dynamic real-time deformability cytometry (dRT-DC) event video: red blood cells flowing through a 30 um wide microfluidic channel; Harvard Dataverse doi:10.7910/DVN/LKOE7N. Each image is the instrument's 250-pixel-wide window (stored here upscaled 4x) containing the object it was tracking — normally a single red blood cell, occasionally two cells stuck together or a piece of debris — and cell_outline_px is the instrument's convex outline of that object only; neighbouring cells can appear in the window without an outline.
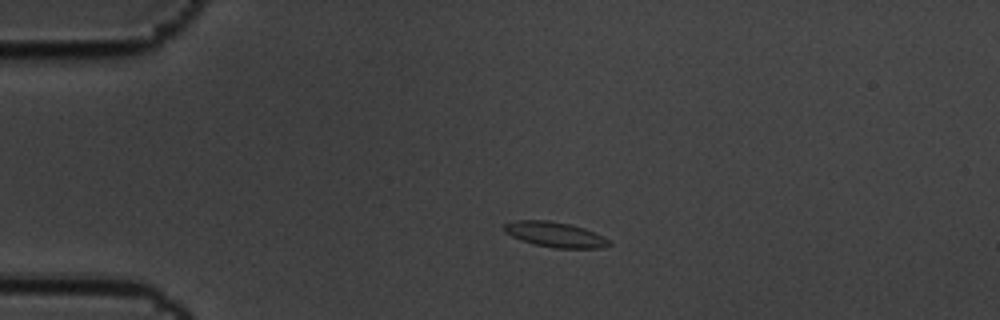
{"species": "common noctule bat (a hibernating species)", "species_latin": "Nyctalus noctula", "temperature_condition": "cold", "stored_images_in_passage": 46, "camera_frame_rate_fps": 3000, "um_per_image_px": 0.085, "animal": {"sex": "male", "body_mass_g": 19.5, "forearm_length_mm": 54.6}, "frame": {"image": 1, "passage_image": 1, "time_ms": 0.0, "image_size_px": [1000, 320], "cell_outline_px": [[612, 244], [600, 248], [556, 248], [532, 244], [520, 240], [504, 232], [504, 224], [512, 220], [548, 220], [568, 224], [584, 228], [604, 236]], "centroid_in_image_um": [47.15, 19.93], "position_along_channel_um": 37.9, "area_um2": 15.43}}
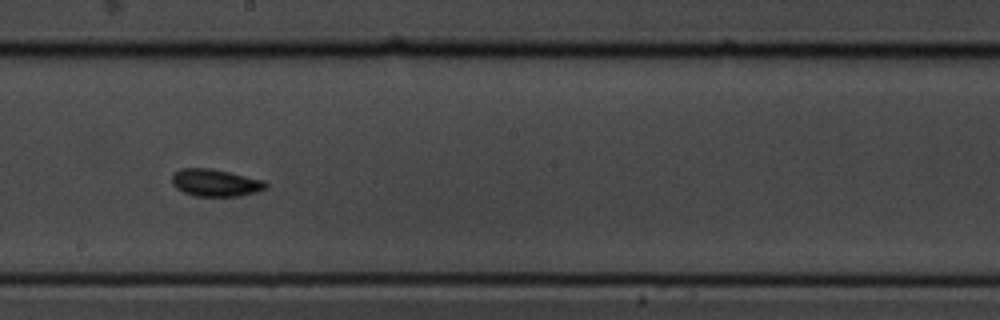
{"frame": {"image": 2, "passage_image": 21, "time_ms": 6.667, "image_size_px": [1000, 320], "cell_outline_px": [[268, 188], [256, 192], [240, 196], [196, 196], [184, 192], [176, 188], [172, 184], [172, 176], [180, 168], [208, 168], [228, 172], [264, 180], [268, 184]], "centroid_in_image_um": [18.33, 15.54], "position_along_channel_um": 229.9, "area_um2": 14.85}}
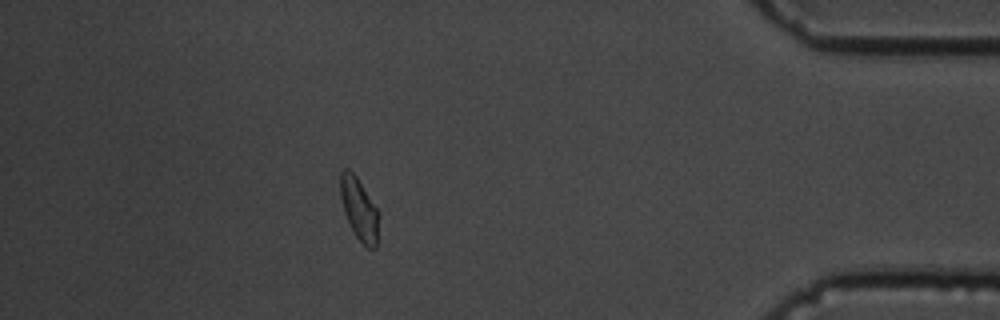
{"frame": {"image": 3, "passage_image": 40, "time_ms": 13.0, "image_size_px": [1000, 320], "cell_outline_px": [[376, 248], [368, 248], [356, 236], [344, 212], [340, 196], [340, 172], [344, 168], [348, 168], [356, 176], [376, 208]], "centroid_in_image_um": [30.46, 17.71], "position_along_channel_um": 404.7, "area_um2": 13.18}, "authors_computed_cell_mechanics": {"area_um2": 14.2766, "velocity_mm_per_s": 3.4209, "shape_relaxation_time_tau1_ms": 2.7269, "shape_relaxation_time_tau2_ms": null, "deformation_change_tau1": 0.1044, "deformation_change_tau2": null}}